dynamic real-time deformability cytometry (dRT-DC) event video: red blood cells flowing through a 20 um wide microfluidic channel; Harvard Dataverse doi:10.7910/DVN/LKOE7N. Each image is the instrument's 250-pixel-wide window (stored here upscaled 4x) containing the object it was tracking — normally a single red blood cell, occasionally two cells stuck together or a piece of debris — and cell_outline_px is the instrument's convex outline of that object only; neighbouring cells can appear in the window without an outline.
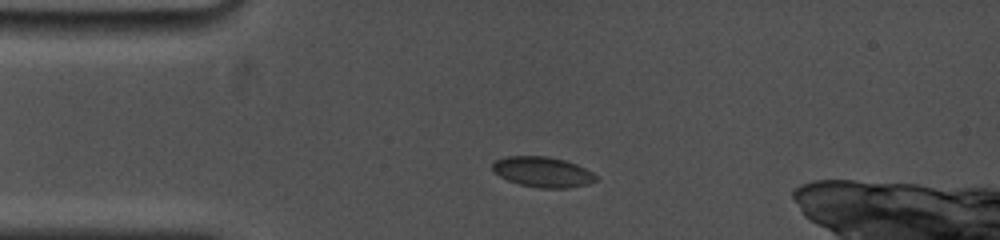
{"species": "common noctule bat (a hibernating species)", "species_latin": "Nyctalus noctula", "temperature_condition": "cold", "stored_images_in_passage": 27, "camera_frame_rate_fps": 5000, "um_per_image_px": 0.085, "animal": {"sex": "female", "body_mass_g": 19.0, "forearm_length_mm": 53.3}, "frame": {"image": 1, "passage_image": 4, "time_ms": 2.4, "image_size_px": [1000, 240], "cell_outline_px": [[596, 180], [588, 184], [568, 188], [540, 188], [520, 184], [508, 180], [492, 172], [492, 164], [496, 160], [508, 156], [548, 156], [564, 160], [576, 164], [592, 172], [596, 176]], "centroid_in_image_um": [46.11, 14.61], "position_along_channel_um": 38.9, "area_um2": 18.21}}
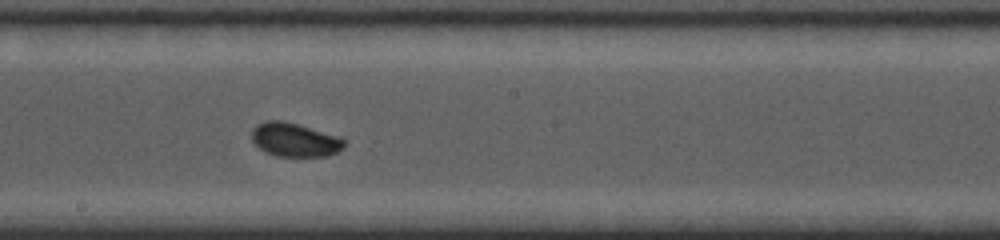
{"frame": {"image": 2, "passage_image": 15, "time_ms": 8.0, "image_size_px": [1000, 240], "cell_outline_px": [[348, 140], [344, 148], [328, 156], [276, 156], [264, 152], [252, 140], [252, 128], [256, 124], [264, 120], [284, 120], [340, 136]], "centroid_in_image_um": [25.07, 11.87], "position_along_channel_um": 223.1, "area_um2": 18.55}}
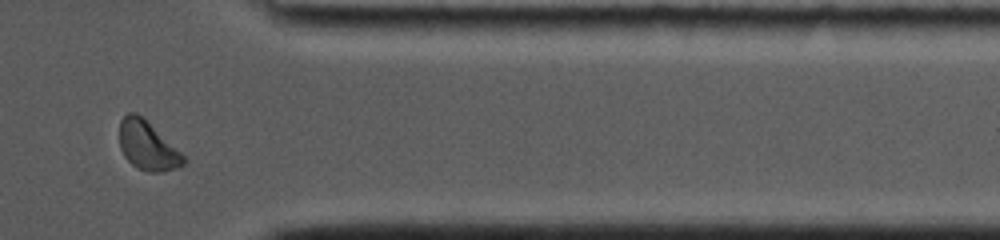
{"frame": {"image": 3, "passage_image": 24, "time_ms": 12.8, "image_size_px": [1000, 240], "cell_outline_px": [[188, 160], [184, 164], [176, 168], [164, 172], [148, 172], [136, 168], [124, 156], [120, 148], [120, 120], [128, 112], [136, 112], [180, 152]], "centroid_in_image_um": [12.52, 12.42], "position_along_channel_um": 398.9, "area_um2": 17.92}, "authors_computed_cell_mechanics": {"area_um2": 18.1492, "velocity_mm_per_s": 3.7235, "shape_relaxation_time_tau1_ms": 1.8566, "shape_relaxation_time_tau2_ms": null, "deformation_change_tau1": 0.0742, "deformation_change_tau2": null}}